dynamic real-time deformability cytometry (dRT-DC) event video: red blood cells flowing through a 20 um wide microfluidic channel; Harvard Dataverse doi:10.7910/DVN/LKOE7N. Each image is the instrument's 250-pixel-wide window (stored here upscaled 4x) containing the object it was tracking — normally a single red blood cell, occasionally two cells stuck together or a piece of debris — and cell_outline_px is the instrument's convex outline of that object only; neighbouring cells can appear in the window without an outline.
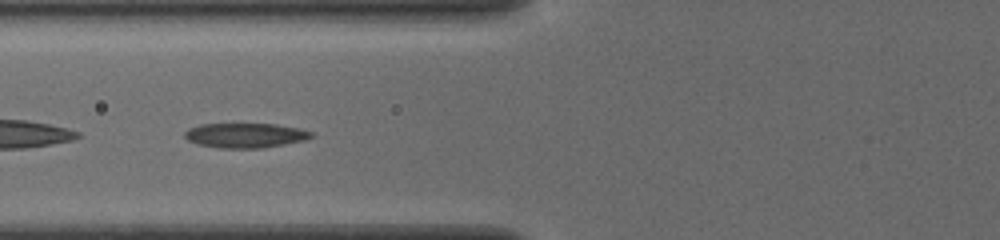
{"species": "common noctule bat (a hibernating species)", "species_latin": "Nyctalus noctula", "temperature_condition": "cold", "stored_images_in_passage": 33, "camera_frame_rate_fps": 3000, "um_per_image_px": 0.085, "animal": {"sex": "female", "body_mass_g": 19.5, "forearm_length_mm": 54.1}, "frame": {"image": 1, "passage_image": 5, "time_ms": 1.333, "image_size_px": [1000, 240], "cell_outline_px": [[312, 136], [304, 140], [264, 148], [220, 148], [196, 144], [188, 140], [184, 136], [184, 132], [188, 128], [200, 124], [276, 124], [300, 128], [312, 132]], "centroid_in_image_um": [20.82, 11.5], "position_along_channel_um": 105.0, "area_um2": 18.26}}
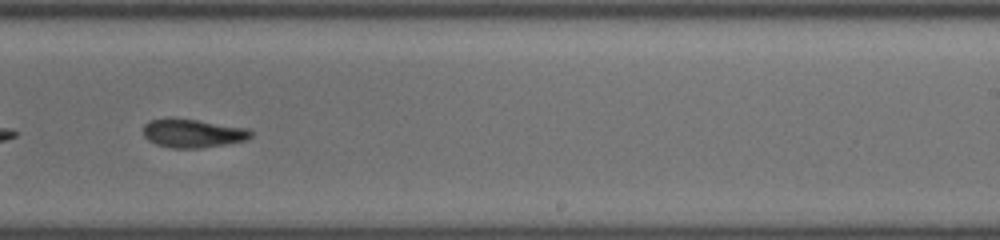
{"frame": {"image": 2, "passage_image": 18, "time_ms": 5.667, "image_size_px": [1000, 240], "cell_outline_px": [[252, 136], [248, 140], [200, 148], [172, 148], [156, 144], [148, 140], [144, 136], [144, 124], [148, 120], [196, 120], [248, 128], [252, 132]], "centroid_in_image_um": [16.42, 11.35], "position_along_channel_um": 272.6, "area_um2": 17.46}}
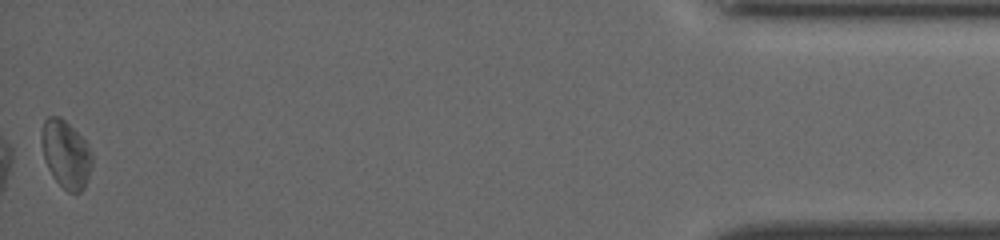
{"frame": {"image": 3, "passage_image": 33, "time_ms": 10.667, "image_size_px": [1000, 240], "cell_outline_px": [[92, 164], [84, 188], [80, 192], [68, 192], [52, 176], [44, 160], [40, 140], [40, 136], [44, 120], [48, 116], [60, 116], [88, 144], [92, 152]], "centroid_in_image_um": [5.58, 13.09], "position_along_channel_um": 429.6, "area_um2": 19.88}, "authors_computed_cell_mechanics": {"area_um2": 18.6116, "velocity_mm_per_s": 3.877, "shape_relaxation_time_tau1_ms": 6.5021, "shape_relaxation_time_tau2_ms": null, "deformation_change_tau1": 0.1472, "deformation_change_tau2": null}}